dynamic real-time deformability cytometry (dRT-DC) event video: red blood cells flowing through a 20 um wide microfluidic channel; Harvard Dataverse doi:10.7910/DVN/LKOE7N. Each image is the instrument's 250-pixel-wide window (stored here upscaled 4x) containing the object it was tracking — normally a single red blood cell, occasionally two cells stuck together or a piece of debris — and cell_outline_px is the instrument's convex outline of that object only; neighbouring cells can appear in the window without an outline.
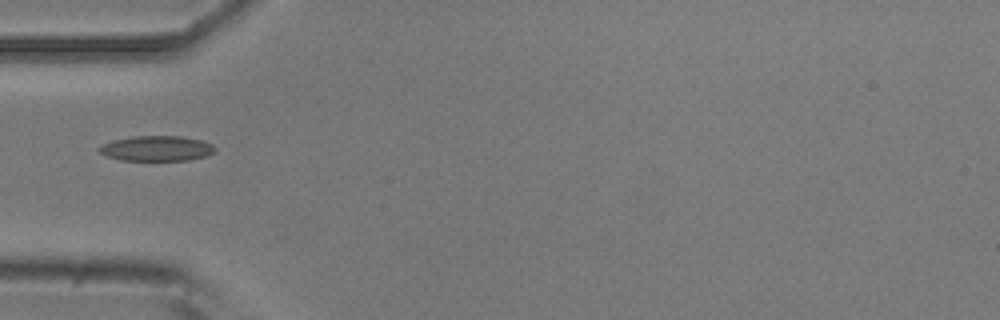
{"species": "common noctule bat (a hibernating species)", "species_latin": "Nyctalus noctula", "temperature_condition": "room temperature", "stored_images_in_passage": 34, "camera_frame_rate_fps": 3000, "um_per_image_px": 0.085, "animal": {"sex": "male", "body_mass_g": 20.5, "forearm_length_mm": 52.5}, "frame": {"image": 1, "passage_image": 1, "time_ms": 0.0, "image_size_px": [1000, 320], "cell_outline_px": [[216, 148], [208, 156], [188, 160], [120, 160], [108, 156], [100, 152], [96, 148], [112, 140], [132, 136], [180, 136], [200, 140], [212, 144]], "centroid_in_image_um": [13.31, 12.61], "position_along_channel_um": 71.7, "area_um2": 16.94}}
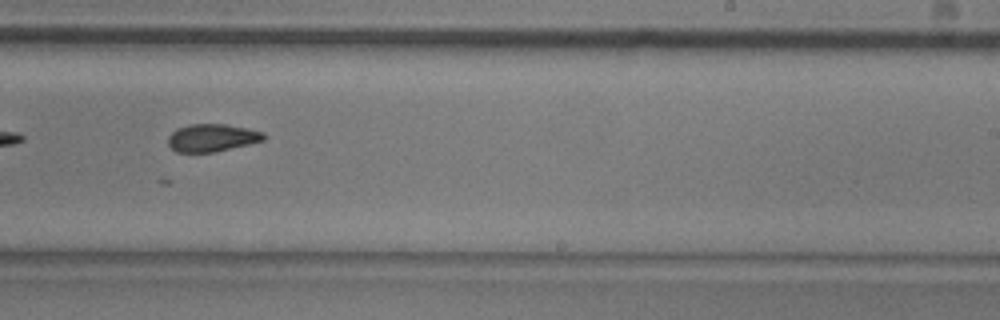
{"frame": {"image": 2, "passage_image": 17, "time_ms": 5.333, "image_size_px": [1000, 320], "cell_outline_px": [[264, 140], [216, 152], [176, 152], [168, 144], [168, 136], [176, 128], [188, 124], [224, 124], [264, 132]], "centroid_in_image_um": [17.98, 11.71], "position_along_channel_um": 271.0, "area_um2": 15.32}}
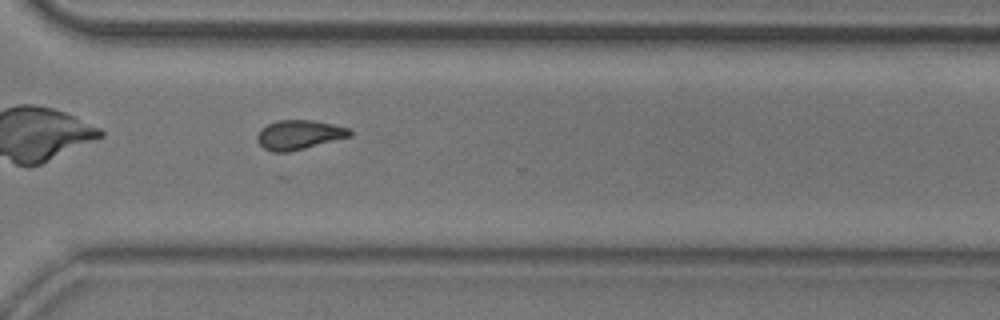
{"frame": {"image": 3, "passage_image": 23, "time_ms": 7.333, "image_size_px": [1000, 320], "cell_outline_px": [[352, 136], [288, 152], [272, 152], [264, 148], [256, 140], [256, 136], [260, 128], [276, 120], [312, 120], [332, 124], [348, 128], [352, 132]], "centroid_in_image_um": [25.38, 11.45], "position_along_channel_um": 345.2, "area_um2": 15.84}}